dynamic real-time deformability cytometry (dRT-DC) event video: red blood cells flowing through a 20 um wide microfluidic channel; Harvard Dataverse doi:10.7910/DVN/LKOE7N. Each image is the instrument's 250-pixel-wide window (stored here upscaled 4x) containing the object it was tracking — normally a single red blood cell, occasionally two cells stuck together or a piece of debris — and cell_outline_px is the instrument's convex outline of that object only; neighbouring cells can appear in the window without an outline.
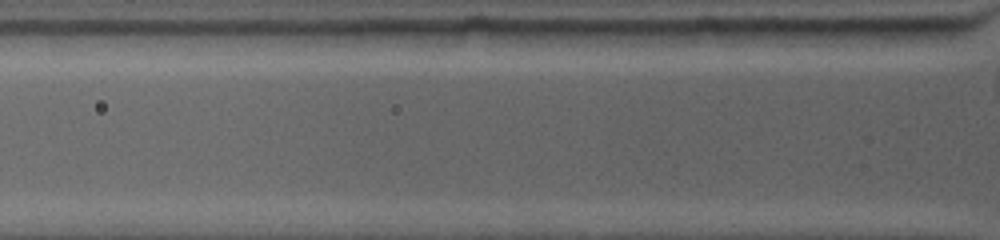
{"species": "common noctule bat (a hibernating species)", "species_latin": "Nyctalus noctula", "temperature_condition": "warm", "stored_images_in_passage": 3, "camera_frame_rate_fps": 4500, "um_per_image_px": 0.085, "animal": {"sex": "female", "body_mass_g": 19.0, "forearm_length_mm": 53.3}, "frame": {"image": 1, "passage_image": 3, "time_ms": 0.667, "image_size_px": [1000, 240], "cell_outline_px": [[788, 48], [688, 44], [672, 32], [700, 28], [788, 28]], "centroid_in_image_um": [62.62, 3.14], "position_along_channel_um": 63.2, "area_um2": 13.76}}